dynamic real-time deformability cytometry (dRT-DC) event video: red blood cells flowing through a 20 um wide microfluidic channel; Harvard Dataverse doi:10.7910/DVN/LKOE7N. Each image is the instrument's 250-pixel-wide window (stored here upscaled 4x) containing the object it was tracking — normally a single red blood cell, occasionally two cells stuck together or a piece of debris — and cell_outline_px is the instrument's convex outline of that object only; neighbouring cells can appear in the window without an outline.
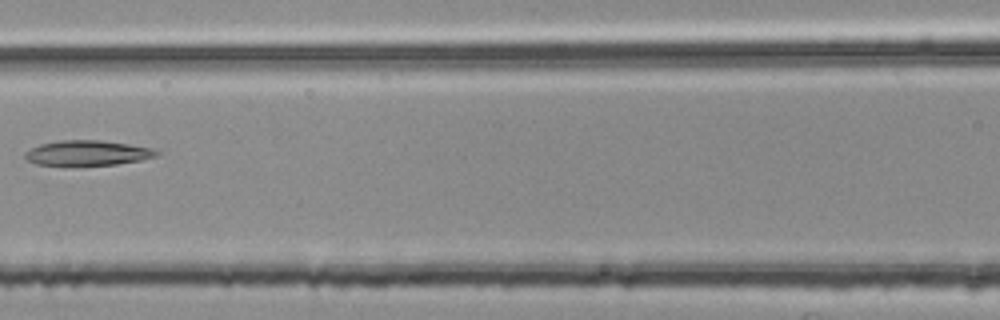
{"species": "common noctule bat (a hibernating species)", "species_latin": "Nyctalus noctula", "temperature_condition": "room temperature", "stored_images_in_passage": 5, "camera_frame_rate_fps": 3000, "um_per_image_px": 0.085, "animal": {"sex": "female", "body_mass_g": 25.1}, "frame": {"image": 1, "passage_image": 5, "time_ms": 1.333, "image_size_px": [1000, 320], "cell_outline_px": [[160, 152], [156, 156], [140, 160], [116, 164], [36, 164], [28, 160], [24, 156], [24, 152], [40, 144], [60, 140], [100, 140], [128, 144], [152, 148]], "centroid_in_image_um": [7.44, 12.98], "position_along_channel_um": 159.2, "area_um2": 18.73}}